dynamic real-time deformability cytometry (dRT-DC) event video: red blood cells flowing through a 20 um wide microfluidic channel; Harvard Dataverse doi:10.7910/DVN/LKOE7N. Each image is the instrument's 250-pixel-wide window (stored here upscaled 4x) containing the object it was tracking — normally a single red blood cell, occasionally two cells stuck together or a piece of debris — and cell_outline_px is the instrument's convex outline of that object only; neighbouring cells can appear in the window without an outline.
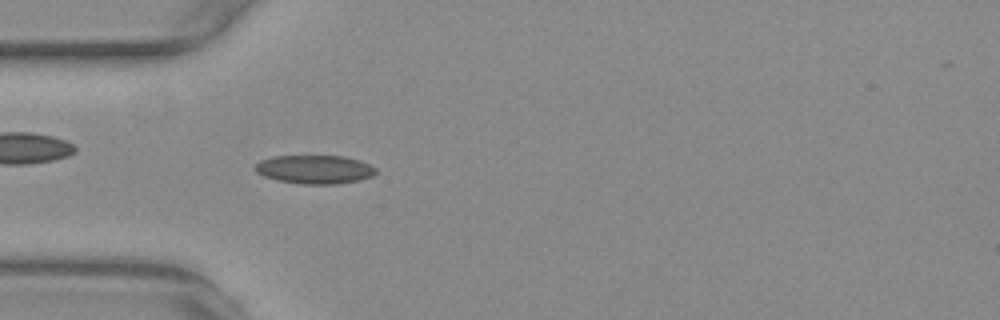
{"species": "common noctule bat (a hibernating species)", "species_latin": "Nyctalus noctula", "temperature_condition": "warm", "stored_images_in_passage": 51, "camera_frame_rate_fps": 3000, "um_per_image_px": 0.085, "animal": {"sex": "female", "body_mass_g": 29.2, "forearm_length_mm": 56.3}, "frame": {"image": 1, "passage_image": 12, "time_ms": 3.667, "image_size_px": [1000, 320], "cell_outline_px": [[376, 172], [372, 176], [360, 180], [336, 184], [300, 184], [276, 180], [264, 176], [256, 172], [256, 164], [260, 160], [272, 156], [344, 156], [360, 160], [376, 168]], "centroid_in_image_um": [26.75, 14.4], "position_along_channel_um": 58.3, "area_um2": 20.17}}
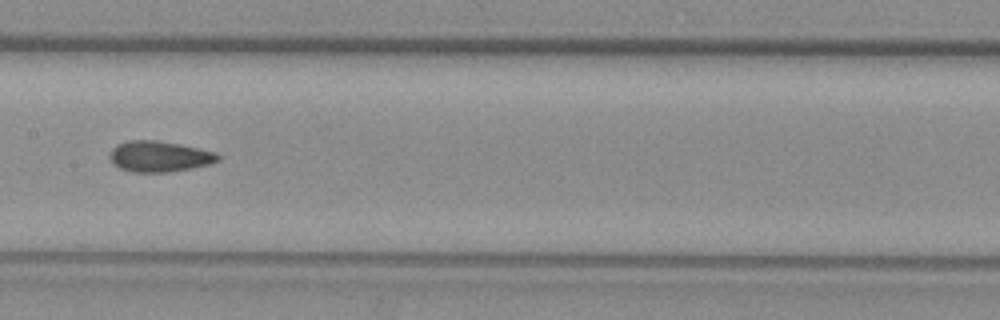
{"frame": {"image": 2, "passage_image": 23, "time_ms": 7.333, "image_size_px": [1000, 320], "cell_outline_px": [[220, 160], [212, 164], [192, 168], [168, 172], [132, 172], [120, 168], [112, 164], [108, 156], [112, 148], [116, 144], [128, 140], [156, 140], [180, 144], [216, 152], [220, 156]], "centroid_in_image_um": [13.53, 13.3], "position_along_channel_um": 193.9, "area_um2": 19.71}}
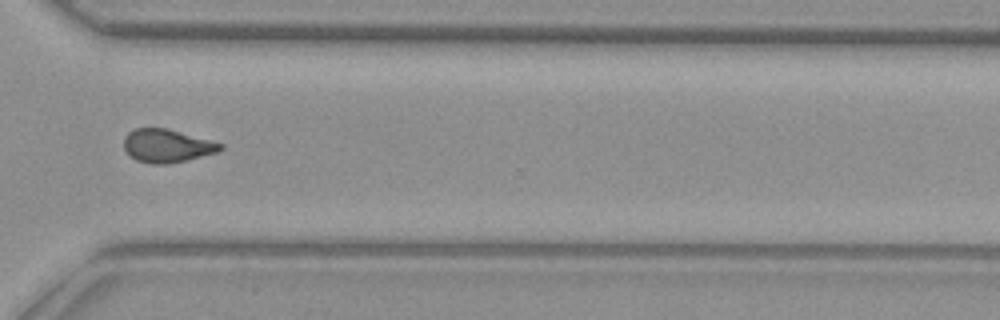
{"frame": {"image": 3, "passage_image": 36, "time_ms": 11.667, "image_size_px": [1000, 320], "cell_outline_px": [[224, 148], [216, 152], [168, 164], [152, 164], [136, 160], [128, 156], [124, 148], [124, 136], [128, 132], [136, 128], [168, 128], [224, 144]], "centroid_in_image_um": [14.15, 12.38], "position_along_channel_um": 356.4, "area_um2": 18.67}, "authors_computed_cell_mechanics": {"area_um2": 18.785, "velocity_mm_per_s": 3.7515, "shape_relaxation_time_tau1_ms": null, "shape_relaxation_time_tau2_ms": 2.0179, "deformation_change_tau1": null, "deformation_change_tau2": 0.0777}}